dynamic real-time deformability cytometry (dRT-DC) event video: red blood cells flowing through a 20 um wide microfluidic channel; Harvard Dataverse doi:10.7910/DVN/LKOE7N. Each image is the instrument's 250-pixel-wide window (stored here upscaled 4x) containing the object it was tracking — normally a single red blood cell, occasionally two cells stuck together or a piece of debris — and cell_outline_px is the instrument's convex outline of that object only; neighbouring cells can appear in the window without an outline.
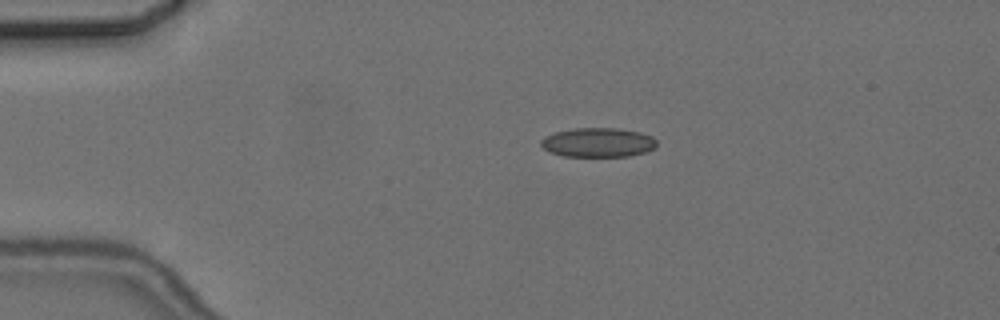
{"species": "common noctule bat (a hibernating species)", "species_latin": "Nyctalus noctula", "temperature_condition": "cold", "stored_images_in_passage": 4, "camera_frame_rate_fps": 3000, "um_per_image_px": 0.085, "animal": {"sex": "female", "body_mass_g": 24.6, "forearm_length_mm": 56.2}, "frame": {"image": 1, "passage_image": 2, "time_ms": 2.0, "image_size_px": [1000, 320], "cell_outline_px": [[656, 148], [648, 152], [628, 156], [564, 156], [548, 152], [540, 144], [540, 140], [544, 136], [556, 132], [572, 128], [616, 128], [640, 132], [652, 136], [656, 140]], "centroid_in_image_um": [50.83, 12.11], "position_along_channel_um": 34.2, "area_um2": 19.94}}